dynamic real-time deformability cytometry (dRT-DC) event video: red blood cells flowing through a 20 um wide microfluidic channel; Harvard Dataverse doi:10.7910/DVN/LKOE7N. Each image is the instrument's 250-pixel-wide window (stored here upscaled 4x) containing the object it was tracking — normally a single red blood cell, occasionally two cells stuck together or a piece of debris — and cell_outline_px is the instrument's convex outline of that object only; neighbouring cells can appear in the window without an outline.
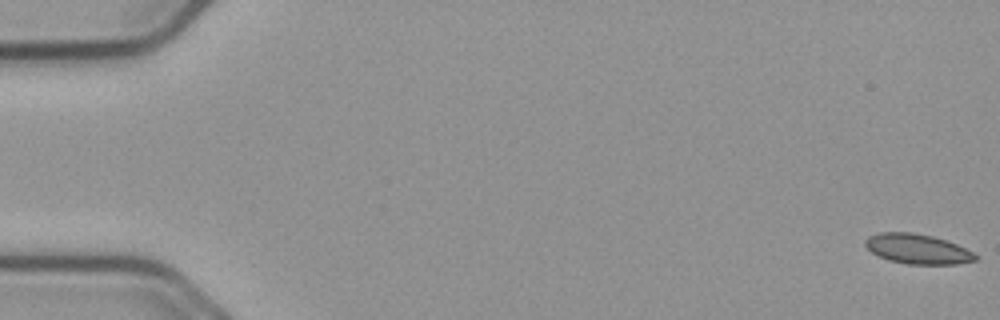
{"species": "common noctule bat (a hibernating species)", "species_latin": "Nyctalus noctula", "temperature_condition": "cold", "stored_images_in_passage": 58, "camera_frame_rate_fps": 3000, "um_per_image_px": 0.085, "animal": {"sex": "male", "body_mass_g": 23.1, "forearm_length_mm": 52.7}, "frame": {"image": 1, "passage_image": 1, "time_ms": 0.0, "image_size_px": [1000, 320], "cell_outline_px": [[980, 256], [976, 260], [956, 264], [908, 264], [888, 260], [872, 252], [864, 244], [864, 240], [868, 236], [880, 232], [912, 232], [932, 236], [956, 244]], "centroid_in_image_um": [77.97, 21.16], "position_along_channel_um": 7.0, "area_um2": 19.07}}
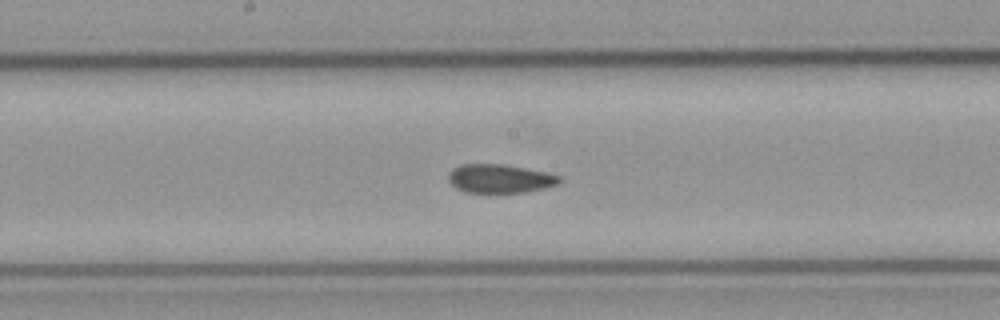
{"frame": {"image": 2, "passage_image": 30, "time_ms": 9.667, "image_size_px": [1000, 320], "cell_outline_px": [[560, 184], [544, 188], [524, 192], [464, 192], [456, 188], [448, 180], [448, 172], [452, 168], [460, 164], [504, 164], [544, 172], [560, 176]], "centroid_in_image_um": [42.45, 15.17], "position_along_channel_um": 205.8, "area_um2": 18.5}}
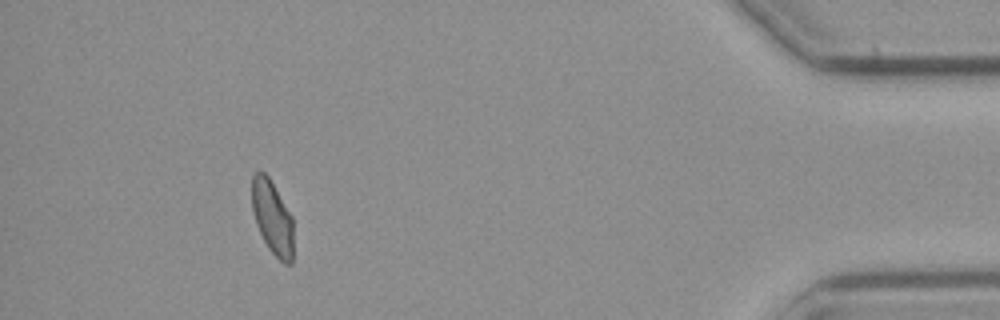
{"frame": {"image": 3, "passage_image": 52, "time_ms": 17.0, "image_size_px": [1000, 320], "cell_outline_px": [[292, 264], [284, 264], [268, 248], [256, 224], [252, 208], [252, 176], [256, 172], [264, 172], [268, 176], [292, 216]], "centroid_in_image_um": [23.14, 18.49], "position_along_channel_um": 412.1, "area_um2": 17.57}, "authors_computed_cell_mechanics": {"area_um2": 19.074, "velocity_mm_per_s": 3.6709, "shape_relaxation_time_tau1_ms": null, "shape_relaxation_time_tau2_ms": 2.1734, "deformation_change_tau1": null, "deformation_change_tau2": 0.0504}}